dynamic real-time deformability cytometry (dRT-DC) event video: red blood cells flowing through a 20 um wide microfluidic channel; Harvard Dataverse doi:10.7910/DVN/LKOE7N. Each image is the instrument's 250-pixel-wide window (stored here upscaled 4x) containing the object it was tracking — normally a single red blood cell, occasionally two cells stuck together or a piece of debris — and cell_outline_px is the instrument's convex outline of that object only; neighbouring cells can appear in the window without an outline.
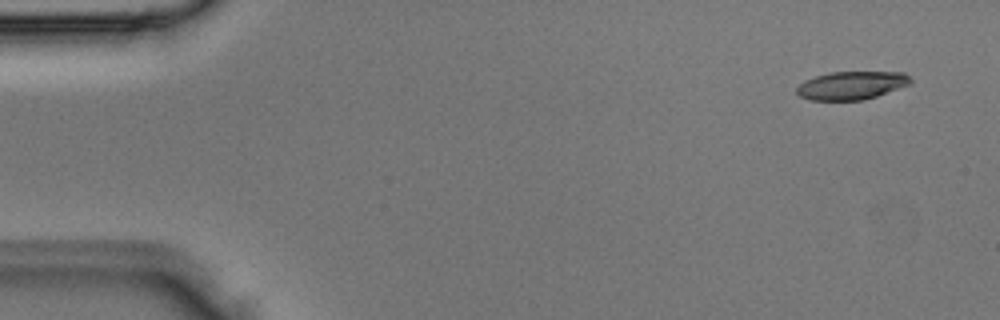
{"species": "Egyptian fruit bat (a non-hibernating species)", "species_latin": "Rousettus aegyptiacus", "temperature_condition": "room temperature", "stored_images_in_passage": 4, "camera_frame_rate_fps": 3000, "um_per_image_px": 0.085, "animal": {"sex": "male"}, "frame": {"image": 1, "passage_image": 1, "time_ms": 0.0, "image_size_px": [1000, 320], "cell_outline_px": [[912, 84], [864, 100], [808, 100], [800, 96], [796, 92], [796, 88], [804, 80], [816, 76], [832, 72], [904, 72], [912, 80]], "centroid_in_image_um": [72.39, 7.26], "position_along_channel_um": 12.6, "area_um2": 18.73}}